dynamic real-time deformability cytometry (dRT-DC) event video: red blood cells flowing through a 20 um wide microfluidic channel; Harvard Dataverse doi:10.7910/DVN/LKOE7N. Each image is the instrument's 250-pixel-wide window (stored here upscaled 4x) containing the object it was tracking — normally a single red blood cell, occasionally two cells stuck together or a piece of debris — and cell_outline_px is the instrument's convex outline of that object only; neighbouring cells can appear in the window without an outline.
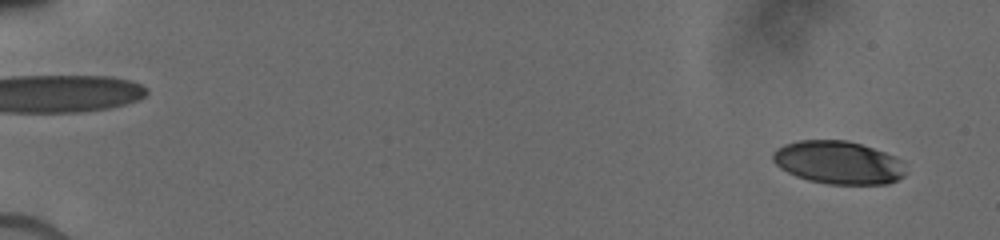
{"species": "human", "species_latin": "Homo sapiens", "temperature_condition": "cold", "stored_images_in_passage": 52, "camera_frame_rate_fps": 3000, "um_per_image_px": 0.085, "donor": {"sex": "male"}, "frame": {"image": 1, "passage_image": 5, "time_ms": 0.667, "image_size_px": [1000, 240], "cell_outline_px": [[904, 176], [888, 184], [828, 184], [808, 180], [796, 176], [780, 168], [772, 160], [772, 152], [776, 148], [784, 144], [796, 140], [848, 140], [896, 156], [904, 160]], "centroid_in_image_um": [71.25, 13.81], "position_along_channel_um": 13.8, "area_um2": 33.52}}
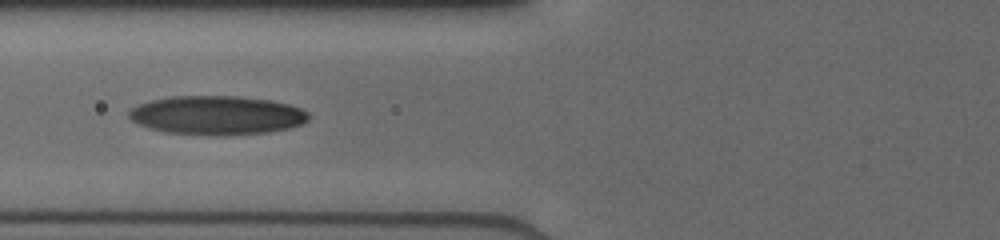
{"frame": {"image": 2, "passage_image": 39, "time_ms": 7.333, "image_size_px": [1000, 240], "cell_outline_px": [[308, 120], [300, 124], [288, 128], [268, 132], [224, 136], [208, 136], [164, 132], [148, 128], [136, 124], [128, 116], [128, 112], [132, 108], [140, 104], [152, 100], [172, 96], [236, 96], [272, 100], [288, 104], [300, 108], [308, 112]], "centroid_in_image_um": [18.41, 9.81], "position_along_channel_um": 107.4, "area_um2": 41.04}}
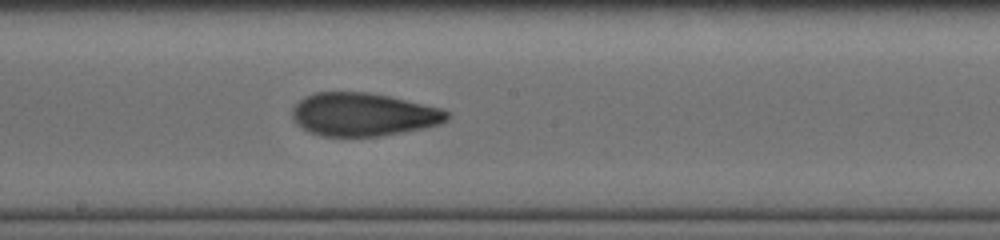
{"frame": {"image": 3, "passage_image": 52, "time_ms": 10.0, "image_size_px": [1000, 240], "cell_outline_px": [[452, 116], [448, 120], [440, 124], [424, 128], [380, 136], [320, 136], [308, 132], [296, 124], [292, 120], [292, 108], [304, 96], [316, 92], [368, 92], [388, 96], [440, 108], [448, 112]], "centroid_in_image_um": [30.85, 9.74], "position_along_channel_um": 217.3, "area_um2": 39.07}}